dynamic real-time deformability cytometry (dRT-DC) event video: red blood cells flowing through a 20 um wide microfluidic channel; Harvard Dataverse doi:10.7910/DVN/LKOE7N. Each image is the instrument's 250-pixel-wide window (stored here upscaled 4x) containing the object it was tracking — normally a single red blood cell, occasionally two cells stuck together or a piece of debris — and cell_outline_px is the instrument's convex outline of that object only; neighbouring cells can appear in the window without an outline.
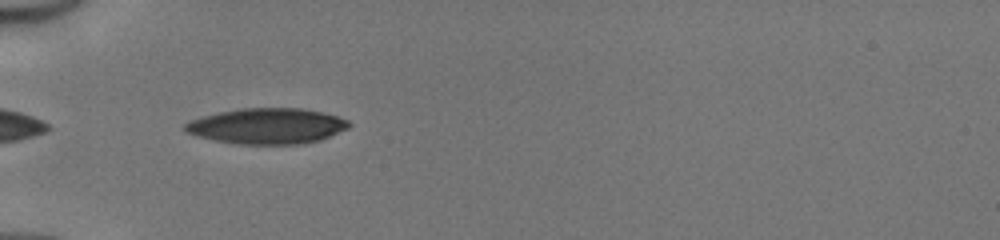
{"species": "human", "species_latin": "Homo sapiens", "temperature_condition": "cold", "stored_images_in_passage": 34, "camera_frame_rate_fps": 3000, "um_per_image_px": 0.085, "donor": {"sex": "male"}, "frame": {"image": 1, "passage_image": 1, "time_ms": 0.0, "image_size_px": [1000, 240], "cell_outline_px": [[352, 124], [348, 128], [320, 140], [304, 144], [236, 144], [212, 140], [196, 136], [184, 132], [184, 124], [192, 120], [204, 116], [220, 112], [240, 108], [300, 108], [320, 112], [336, 116], [348, 120]], "centroid_in_image_um": [22.68, 10.72], "position_along_channel_um": 62.3, "area_um2": 34.1}}
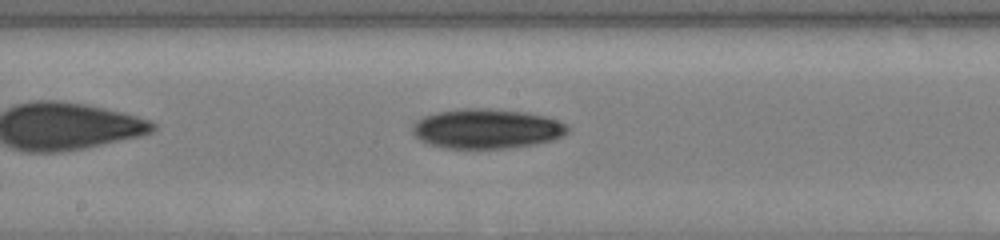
{"frame": {"image": 2, "passage_image": 12, "time_ms": 3.667, "image_size_px": [1000, 240], "cell_outline_px": [[568, 132], [564, 136], [552, 140], [536, 144], [508, 148], [444, 148], [428, 144], [420, 140], [412, 132], [412, 124], [416, 120], [424, 116], [436, 112], [464, 108], [488, 108], [528, 112], [548, 116], [568, 124]], "centroid_in_image_um": [41.39, 10.93], "position_along_channel_um": 206.8, "area_um2": 36.36}}
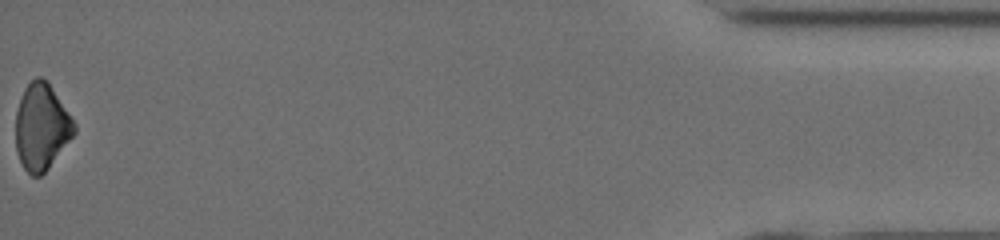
{"frame": {"image": 3, "passage_image": 34, "time_ms": 11.0, "image_size_px": [1000, 240], "cell_outline_px": [[76, 132], [48, 168], [40, 176], [32, 176], [24, 168], [16, 152], [16, 112], [24, 88], [36, 76], [40, 76], [48, 80], [76, 124]], "centroid_in_image_um": [3.53, 10.75], "position_along_channel_um": 431.7, "area_um2": 29.42}, "authors_computed_cell_mechanics": {"area_um2": 33.8997, "velocity_mm_per_s": 4.1848, "shape_relaxation_time_tau1_ms": 3.0229, "shape_relaxation_time_tau2_ms": null, "deformation_change_tau1": 0.1164, "deformation_change_tau2": null}}